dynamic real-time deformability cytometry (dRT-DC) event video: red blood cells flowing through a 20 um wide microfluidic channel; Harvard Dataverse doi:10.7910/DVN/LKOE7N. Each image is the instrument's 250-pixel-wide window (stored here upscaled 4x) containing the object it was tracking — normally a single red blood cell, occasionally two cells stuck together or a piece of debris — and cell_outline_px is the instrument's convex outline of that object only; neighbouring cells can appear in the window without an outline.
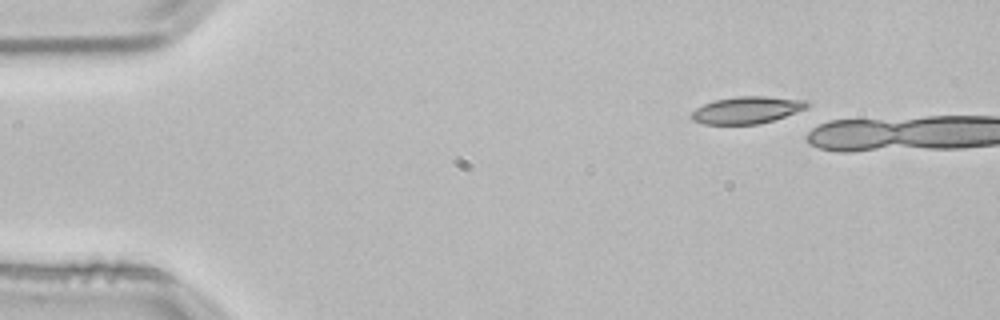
{"species": "common noctule bat (a hibernating species)", "species_latin": "Nyctalus noctula", "temperature_condition": "room temperature", "stored_images_in_passage": 2, "camera_frame_rate_fps": 3000, "um_per_image_px": 0.085, "animal": {"sex": "male", "body_mass_g": 21.5, "forearm_length_mm": 52.0}, "frame": {"image": 1, "passage_image": 1, "time_ms": 0.0, "image_size_px": [1000, 320], "cell_outline_px": [[808, 108], [760, 124], [704, 124], [692, 120], [688, 116], [696, 108], [704, 104], [716, 100], [736, 96], [764, 96], [808, 100]], "centroid_in_image_um": [63.47, 9.35], "position_along_channel_um": 21.5, "area_um2": 18.21}}